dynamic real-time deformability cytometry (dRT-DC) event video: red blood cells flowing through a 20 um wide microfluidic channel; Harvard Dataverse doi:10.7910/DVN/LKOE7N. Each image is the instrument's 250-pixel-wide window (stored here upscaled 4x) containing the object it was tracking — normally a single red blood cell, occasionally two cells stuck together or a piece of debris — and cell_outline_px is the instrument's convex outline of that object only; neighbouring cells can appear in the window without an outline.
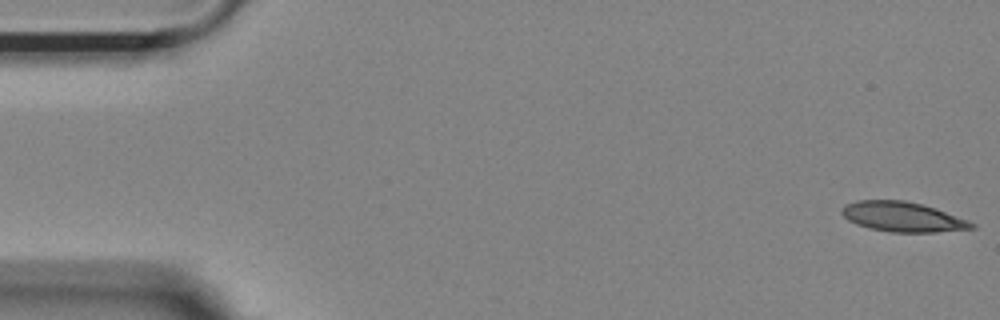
{"species": "Egyptian fruit bat (a non-hibernating species)", "species_latin": "Rousettus aegyptiacus", "temperature_condition": "room temperature", "stored_images_in_passage": 16, "camera_frame_rate_fps": 3000, "um_per_image_px": 0.085, "animal": {"sex": "female"}, "frame": {"image": 1, "passage_image": 1, "time_ms": 0.0, "image_size_px": [1000, 320], "cell_outline_px": [[976, 228], [936, 232], [892, 232], [868, 228], [856, 224], [848, 220], [840, 212], [844, 204], [856, 200], [904, 200], [936, 208], [968, 220], [976, 224]], "centroid_in_image_um": [76.71, 18.43], "position_along_channel_um": 8.3, "area_um2": 22.66}}
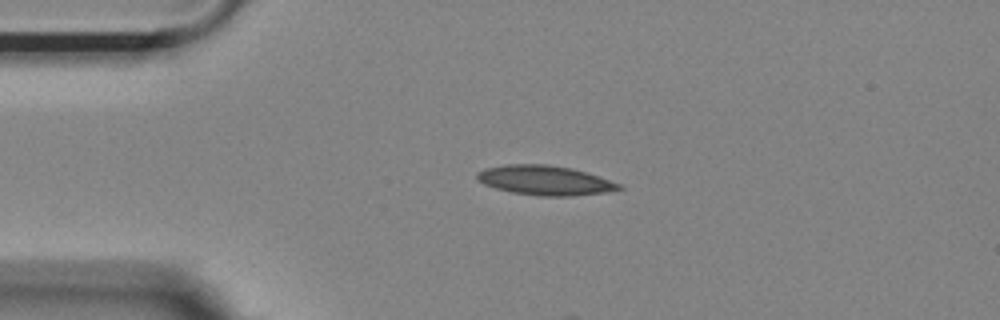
{"frame": {"image": 2, "passage_image": 12, "time_ms": 3.667, "image_size_px": [1000, 320], "cell_outline_px": [[624, 188], [604, 192], [572, 196], [540, 196], [512, 192], [496, 188], [484, 184], [476, 176], [476, 172], [484, 168], [508, 164], [548, 164], [572, 168], [620, 184]], "centroid_in_image_um": [46.28, 15.32], "position_along_channel_um": 38.7, "area_um2": 24.16}}